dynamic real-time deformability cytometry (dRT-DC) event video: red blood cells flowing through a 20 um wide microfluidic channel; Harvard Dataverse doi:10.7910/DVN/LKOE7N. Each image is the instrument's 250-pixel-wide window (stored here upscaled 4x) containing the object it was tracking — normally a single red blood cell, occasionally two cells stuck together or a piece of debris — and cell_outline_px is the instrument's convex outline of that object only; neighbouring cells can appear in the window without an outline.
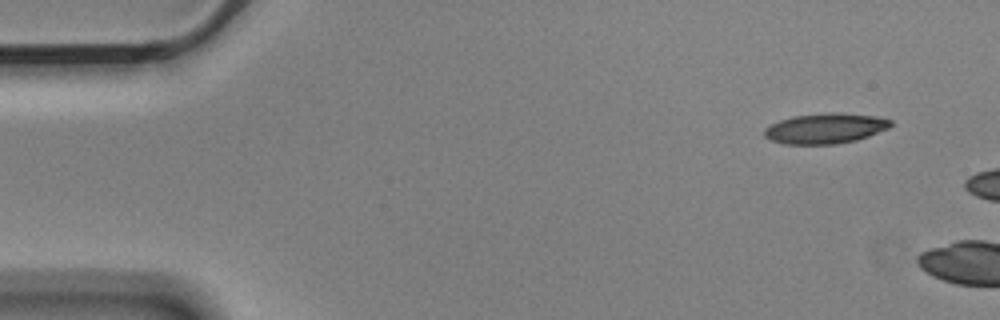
{"species": "Egyptian fruit bat (a non-hibernating species)", "species_latin": "Rousettus aegyptiacus", "temperature_condition": "cold", "stored_images_in_passage": 2, "camera_frame_rate_fps": 3000, "um_per_image_px": 0.085, "animal": {"sex": "male"}, "frame": {"image": 1, "passage_image": 1, "time_ms": 0.0, "image_size_px": [1000, 320], "cell_outline_px": [[892, 124], [888, 128], [868, 136], [856, 140], [836, 144], [784, 144], [772, 140], [764, 136], [764, 128], [780, 120], [792, 116], [832, 112], [876, 116], [892, 120]], "centroid_in_image_um": [70.14, 10.91], "position_along_channel_um": 14.9, "area_um2": 22.2}}